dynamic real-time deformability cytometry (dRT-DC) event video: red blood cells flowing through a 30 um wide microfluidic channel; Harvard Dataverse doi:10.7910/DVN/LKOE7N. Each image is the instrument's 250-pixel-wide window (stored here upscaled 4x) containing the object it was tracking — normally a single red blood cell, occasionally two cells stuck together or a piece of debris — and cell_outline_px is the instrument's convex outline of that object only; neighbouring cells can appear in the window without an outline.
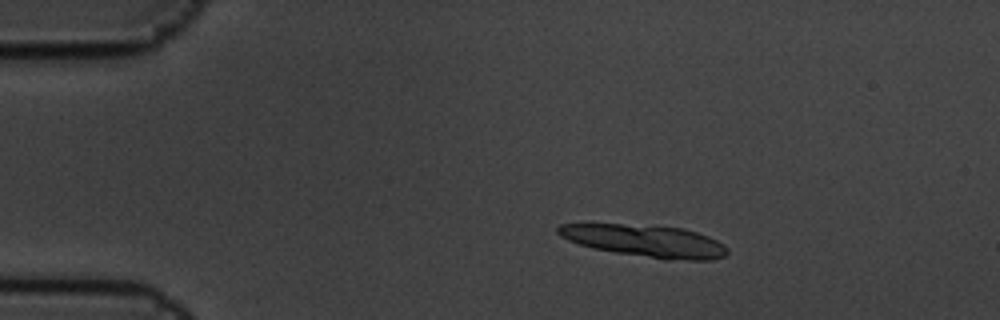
{"species": "common noctule bat (a hibernating species)", "species_latin": "Nyctalus noctula", "temperature_condition": "cold", "stored_images_in_passage": 5, "segment_of_instrument_passage": [1, 2], "camera_frame_rate_fps": 3000, "um_per_image_px": 0.085, "animal": {"sex": "male", "body_mass_g": 19.5, "forearm_length_mm": 54.6}, "frame": {"image": 1, "passage_image": 2, "time_ms": 0.333, "image_size_px": [1000, 320], "cell_outline_px": [[728, 252], [724, 256], [712, 260], [664, 260], [592, 248], [568, 240], [560, 236], [556, 232], [556, 228], [560, 224], [620, 224], [684, 228], [708, 236], [724, 244], [728, 248]], "centroid_in_image_um": [54.86, 20.49], "position_along_channel_um": 30.1, "area_um2": 31.62}}